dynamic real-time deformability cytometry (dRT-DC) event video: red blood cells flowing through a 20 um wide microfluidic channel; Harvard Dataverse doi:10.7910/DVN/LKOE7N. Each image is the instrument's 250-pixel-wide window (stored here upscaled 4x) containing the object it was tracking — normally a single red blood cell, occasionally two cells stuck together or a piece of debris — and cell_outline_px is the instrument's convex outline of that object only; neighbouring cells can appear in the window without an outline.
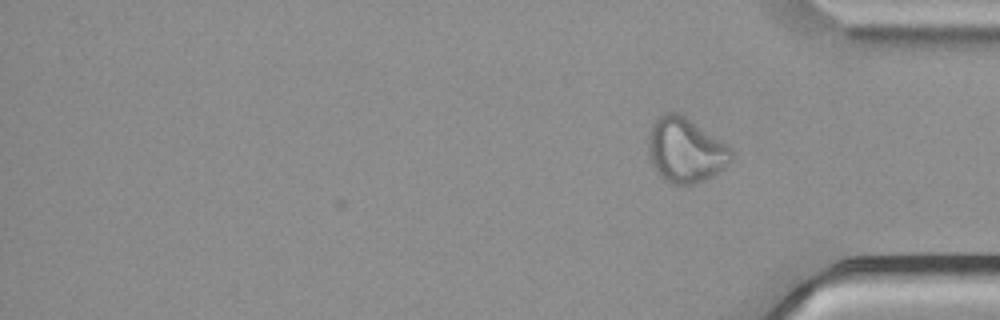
{"species": "common noctule bat (a hibernating species)", "species_latin": "Nyctalus noctula", "temperature_condition": "cold", "stored_images_in_passage": 41, "camera_frame_rate_fps": 3000, "um_per_image_px": 0.085, "animal": {"sex": "male", "body_mass_g": 21.5, "forearm_length_mm": 52.0}, "frame": {"image": 1, "passage_image": 41, "time_ms": 13.333, "image_size_px": [1000, 320], "cell_outline_px": [[732, 160], [720, 172], [696, 184], [668, 184], [656, 172], [652, 164], [648, 152], [648, 136], [652, 124], [664, 112], [676, 112], [684, 116], [732, 148]], "centroid_in_image_um": [58.25, 12.79], "position_along_channel_um": 377.0, "area_um2": 31.27}}